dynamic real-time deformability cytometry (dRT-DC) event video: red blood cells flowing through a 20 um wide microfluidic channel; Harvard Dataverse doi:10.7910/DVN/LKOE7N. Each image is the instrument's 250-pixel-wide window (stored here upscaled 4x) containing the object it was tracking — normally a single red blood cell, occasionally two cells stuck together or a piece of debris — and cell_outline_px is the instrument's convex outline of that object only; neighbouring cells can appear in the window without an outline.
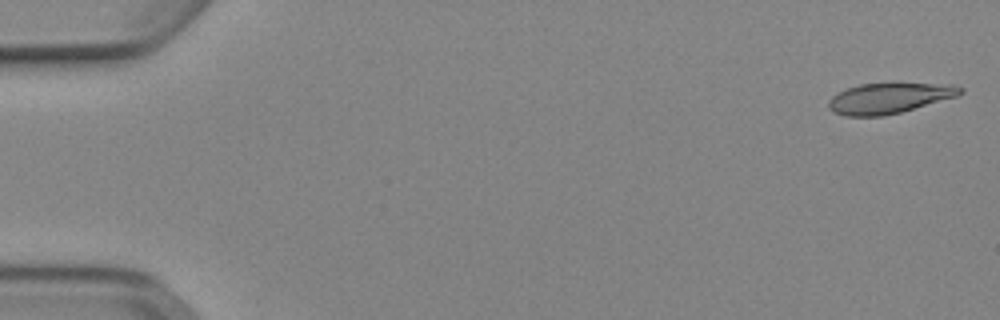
{"species": "Egyptian fruit bat (a non-hibernating species)", "species_latin": "Rousettus aegyptiacus", "temperature_condition": "cold", "stored_images_in_passage": 52, "camera_frame_rate_fps": 3000, "um_per_image_px": 0.085, "animal": {"sex": "female"}, "frame": {"image": 1, "passage_image": 1, "time_ms": 0.0, "image_size_px": [1000, 320], "cell_outline_px": [[964, 92], [956, 96], [900, 112], [884, 116], [844, 116], [832, 112], [828, 108], [828, 100], [832, 96], [848, 88], [860, 84], [896, 80], [952, 84], [964, 88]], "centroid_in_image_um": [75.6, 8.28], "position_along_channel_um": 9.4, "area_um2": 24.39}}
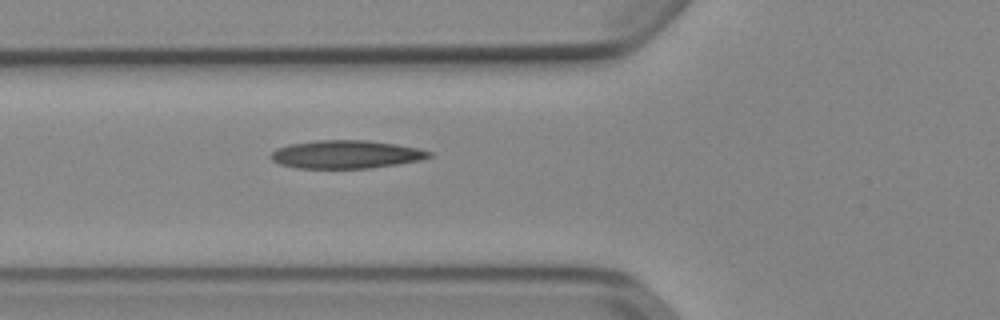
{"frame": {"image": 2, "passage_image": 19, "time_ms": 6.0, "image_size_px": [1000, 320], "cell_outline_px": [[432, 156], [420, 160], [396, 164], [368, 168], [296, 168], [280, 164], [272, 160], [268, 156], [276, 148], [288, 144], [316, 140], [368, 140], [396, 144], [416, 148], [432, 152]], "centroid_in_image_um": [29.36, 13.11], "position_along_channel_um": 96.4, "area_um2": 25.95}}
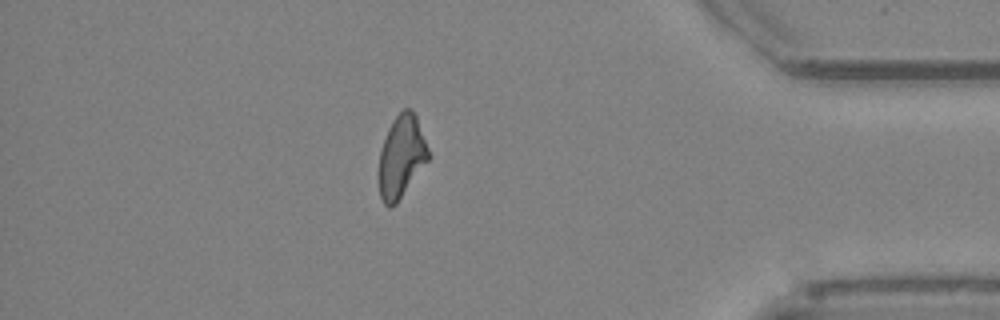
{"frame": {"image": 3, "passage_image": 45, "time_ms": 14.667, "image_size_px": [1000, 320], "cell_outline_px": [[432, 156], [396, 204], [388, 208], [384, 204], [380, 196], [380, 148], [388, 128], [392, 120], [404, 108], [412, 108], [416, 116]], "centroid_in_image_um": [34.15, 13.29], "position_along_channel_um": 401.1, "area_um2": 23.81}, "authors_computed_cell_mechanics": {"area_um2": 24.6806, "velocity_mm_per_s": 3.9073, "shape_relaxation_time_tau1_ms": null, "shape_relaxation_time_tau2_ms": 5.4352, "deformation_change_tau1": null, "deformation_change_tau2": 0.16}}